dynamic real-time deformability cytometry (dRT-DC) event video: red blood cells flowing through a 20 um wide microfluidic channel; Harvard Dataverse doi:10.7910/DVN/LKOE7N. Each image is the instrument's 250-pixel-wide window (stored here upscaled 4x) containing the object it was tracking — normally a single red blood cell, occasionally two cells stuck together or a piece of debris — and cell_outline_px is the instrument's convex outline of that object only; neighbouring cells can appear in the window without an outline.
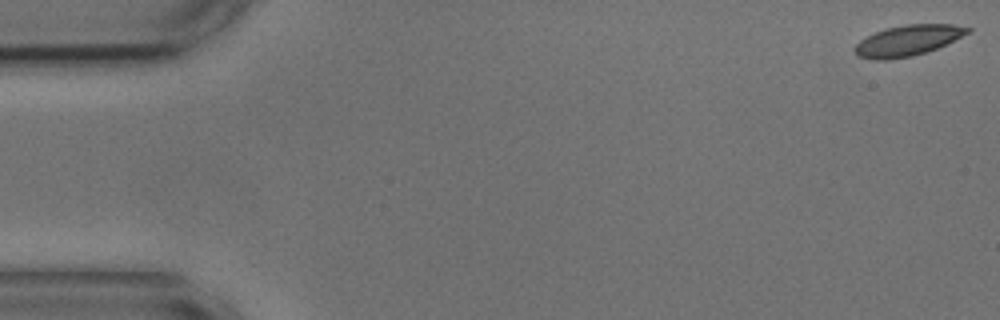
{"species": "common noctule bat (a hibernating species)", "species_latin": "Nyctalus noctula", "temperature_condition": "cold", "stored_images_in_passage": 56, "camera_frame_rate_fps": 3000, "um_per_image_px": 0.085, "animal": {"sex": "male", "body_mass_g": 17.9, "forearm_length_mm": 54.2}, "frame": {"image": 1, "passage_image": 1, "time_ms": 0.0, "image_size_px": [1000, 320], "cell_outline_px": [[972, 32], [936, 48], [912, 56], [888, 60], [876, 60], [856, 56], [852, 48], [860, 40], [876, 32], [888, 28], [908, 24], [952, 24], [972, 28]], "centroid_in_image_um": [77.15, 3.45], "position_along_channel_um": 7.8, "area_um2": 20.11}}
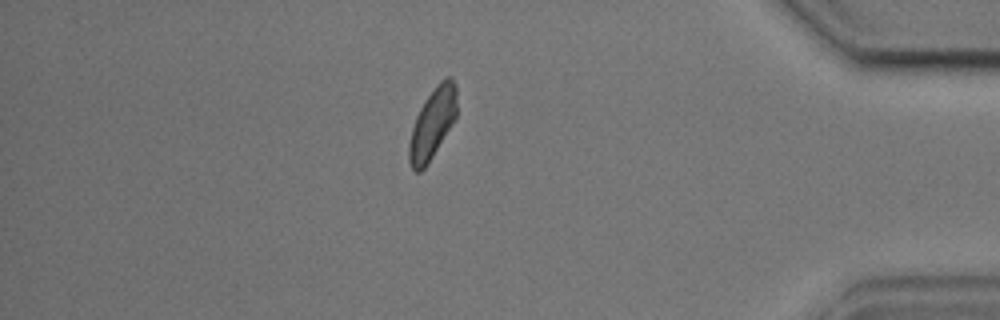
{"frame": {"image": 2, "passage_image": 48, "time_ms": 15.667, "image_size_px": [1000, 320], "cell_outline_px": [[456, 116], [428, 164], [420, 172], [416, 172], [412, 168], [408, 160], [408, 144], [412, 128], [416, 116], [424, 100], [436, 84], [444, 76], [452, 76], [456, 84]], "centroid_in_image_um": [36.74, 10.46], "position_along_channel_um": 398.5, "area_um2": 19.65}}
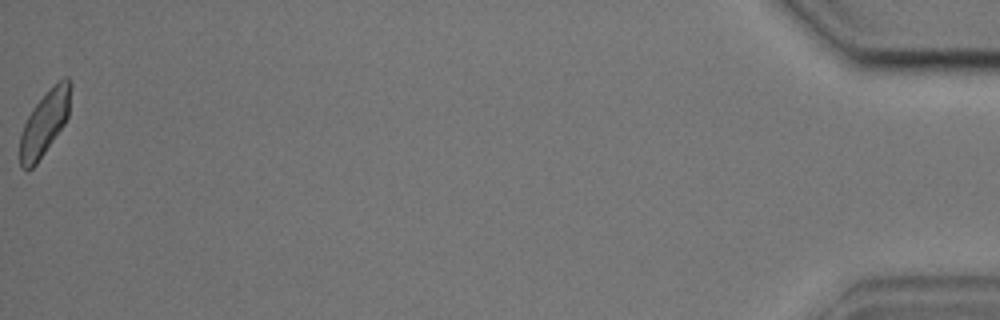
{"frame": {"image": 3, "passage_image": 56, "time_ms": 18.333, "image_size_px": [1000, 320], "cell_outline_px": [[72, 84], [68, 116], [64, 124], [36, 164], [28, 172], [20, 168], [20, 136], [24, 124], [32, 108], [64, 76], [68, 76], [72, 80]], "centroid_in_image_um": [3.79, 10.48], "position_along_channel_um": 431.4, "area_um2": 18.84}, "authors_computed_cell_mechanics": {"area_um2": 20.3745, "velocity_mm_per_s": 3.5701, "shape_relaxation_time_tau1_ms": 3.3879, "shape_relaxation_time_tau2_ms": 3.9904, "deformation_change_tau1": 0.0918, "deformation_change_tau2": 0.0793}}